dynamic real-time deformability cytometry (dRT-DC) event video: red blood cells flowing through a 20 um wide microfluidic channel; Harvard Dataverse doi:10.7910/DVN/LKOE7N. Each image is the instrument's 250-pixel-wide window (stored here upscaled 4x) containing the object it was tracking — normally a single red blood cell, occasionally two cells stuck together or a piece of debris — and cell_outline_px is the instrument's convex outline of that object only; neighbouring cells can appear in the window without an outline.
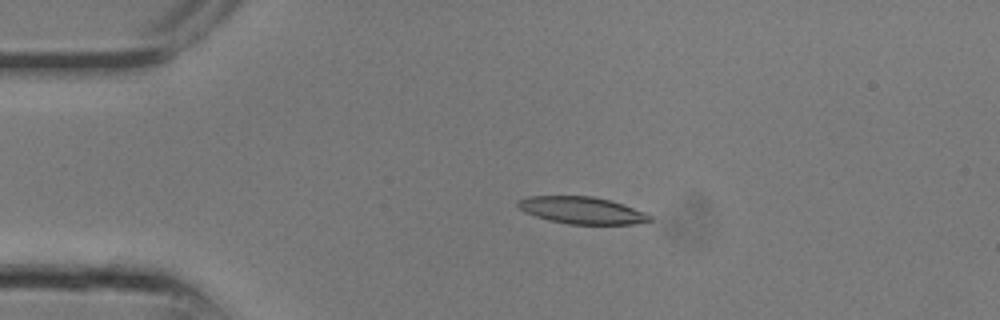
{"species": "common noctule bat (a hibernating species)", "species_latin": "Nyctalus noctula", "temperature_condition": "room temperature", "stored_images_in_passage": 8, "camera_frame_rate_fps": 3000, "um_per_image_px": 0.085, "animal": {"sex": "male", "body_mass_g": 13.3}, "frame": {"image": 1, "passage_image": 1, "time_ms": 0.0, "image_size_px": [1000, 320], "cell_outline_px": [[652, 220], [636, 224], [568, 224], [548, 220], [524, 212], [516, 204], [516, 200], [528, 196], [592, 196], [608, 200], [648, 212], [652, 216]], "centroid_in_image_um": [49.46, 17.88], "position_along_channel_um": 35.5, "area_um2": 20.87}}
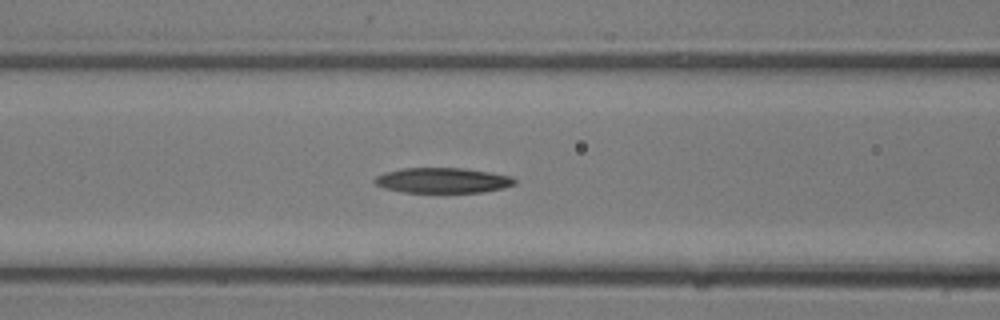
{"frame": {"image": 2, "passage_image": 6, "time_ms": 1.667, "image_size_px": [1000, 320], "cell_outline_px": [[516, 184], [504, 188], [480, 192], [404, 192], [384, 188], [376, 184], [372, 180], [376, 176], [384, 172], [404, 168], [464, 168], [512, 176], [516, 180]], "centroid_in_image_um": [37.62, 15.33], "position_along_channel_um": 129.0, "area_um2": 20.58}}
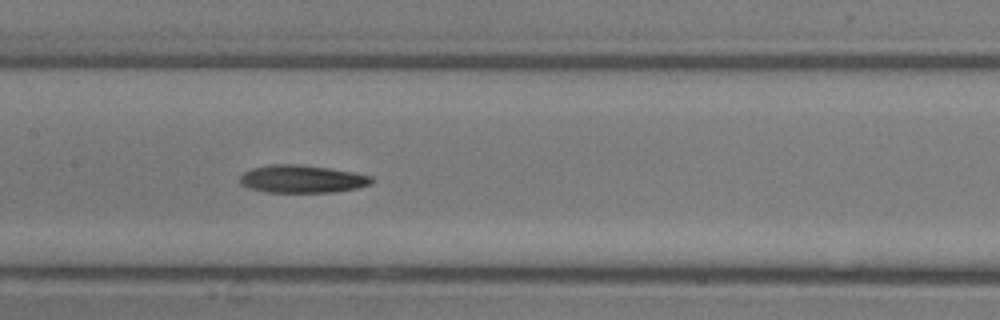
{"frame": {"image": 3, "passage_image": 8, "time_ms": 2.333, "image_size_px": [1000, 320], "cell_outline_px": [[372, 184], [356, 188], [332, 192], [264, 192], [248, 188], [240, 184], [240, 176], [244, 172], [252, 168], [272, 164], [300, 164], [328, 168], [352, 172], [372, 176]], "centroid_in_image_um": [25.64, 15.21], "position_along_channel_um": 181.8, "area_um2": 21.27}}